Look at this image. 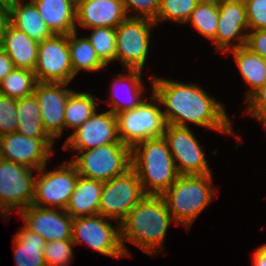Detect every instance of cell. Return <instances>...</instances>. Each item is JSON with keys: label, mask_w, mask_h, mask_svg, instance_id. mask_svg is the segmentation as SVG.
I'll return each mask as SVG.
<instances>
[{"label": "cell", "mask_w": 266, "mask_h": 266, "mask_svg": "<svg viewBox=\"0 0 266 266\" xmlns=\"http://www.w3.org/2000/svg\"><path fill=\"white\" fill-rule=\"evenodd\" d=\"M152 92L162 106L167 125L189 127V122L206 129L234 135L232 121L225 106L210 96L202 86L169 79L150 77Z\"/></svg>", "instance_id": "6da1fadb"}, {"label": "cell", "mask_w": 266, "mask_h": 266, "mask_svg": "<svg viewBox=\"0 0 266 266\" xmlns=\"http://www.w3.org/2000/svg\"><path fill=\"white\" fill-rule=\"evenodd\" d=\"M174 222L161 195H145L120 222L121 244L126 257L130 251L125 241L135 244L146 255L164 250L169 225Z\"/></svg>", "instance_id": "7a4b0ae2"}, {"label": "cell", "mask_w": 266, "mask_h": 266, "mask_svg": "<svg viewBox=\"0 0 266 266\" xmlns=\"http://www.w3.org/2000/svg\"><path fill=\"white\" fill-rule=\"evenodd\" d=\"M131 160L146 195H162L180 176L164 137L135 145Z\"/></svg>", "instance_id": "3957f363"}, {"label": "cell", "mask_w": 266, "mask_h": 266, "mask_svg": "<svg viewBox=\"0 0 266 266\" xmlns=\"http://www.w3.org/2000/svg\"><path fill=\"white\" fill-rule=\"evenodd\" d=\"M212 174L180 175L161 196L175 226L190 228L195 219L215 198Z\"/></svg>", "instance_id": "277c9868"}, {"label": "cell", "mask_w": 266, "mask_h": 266, "mask_svg": "<svg viewBox=\"0 0 266 266\" xmlns=\"http://www.w3.org/2000/svg\"><path fill=\"white\" fill-rule=\"evenodd\" d=\"M151 93L150 101L146 97L134 109L115 114L120 141L131 149L142 141L161 138L165 133L167 123L161 103Z\"/></svg>", "instance_id": "5b68a950"}, {"label": "cell", "mask_w": 266, "mask_h": 266, "mask_svg": "<svg viewBox=\"0 0 266 266\" xmlns=\"http://www.w3.org/2000/svg\"><path fill=\"white\" fill-rule=\"evenodd\" d=\"M76 152L71 162L79 176L106 182L132 168L131 148L123 143L106 144Z\"/></svg>", "instance_id": "8992f818"}, {"label": "cell", "mask_w": 266, "mask_h": 266, "mask_svg": "<svg viewBox=\"0 0 266 266\" xmlns=\"http://www.w3.org/2000/svg\"><path fill=\"white\" fill-rule=\"evenodd\" d=\"M25 165L0 158V216L10 217L11 211L18 213L32 205L36 176Z\"/></svg>", "instance_id": "52a82bcc"}, {"label": "cell", "mask_w": 266, "mask_h": 266, "mask_svg": "<svg viewBox=\"0 0 266 266\" xmlns=\"http://www.w3.org/2000/svg\"><path fill=\"white\" fill-rule=\"evenodd\" d=\"M153 26L156 23L150 19L128 17L115 28V61L122 62L124 69L143 71Z\"/></svg>", "instance_id": "ba28073f"}, {"label": "cell", "mask_w": 266, "mask_h": 266, "mask_svg": "<svg viewBox=\"0 0 266 266\" xmlns=\"http://www.w3.org/2000/svg\"><path fill=\"white\" fill-rule=\"evenodd\" d=\"M72 241L75 246L85 243L105 256H126L121 244L120 223L113 227L109 218L100 214L73 218Z\"/></svg>", "instance_id": "9c48e42d"}, {"label": "cell", "mask_w": 266, "mask_h": 266, "mask_svg": "<svg viewBox=\"0 0 266 266\" xmlns=\"http://www.w3.org/2000/svg\"><path fill=\"white\" fill-rule=\"evenodd\" d=\"M145 195L137 172L131 168L104 182L98 214L120 223Z\"/></svg>", "instance_id": "30bf717a"}, {"label": "cell", "mask_w": 266, "mask_h": 266, "mask_svg": "<svg viewBox=\"0 0 266 266\" xmlns=\"http://www.w3.org/2000/svg\"><path fill=\"white\" fill-rule=\"evenodd\" d=\"M46 170L44 165L36 171L38 175L32 205L65 210L79 177L77 169L68 161L51 171Z\"/></svg>", "instance_id": "8fae6325"}, {"label": "cell", "mask_w": 266, "mask_h": 266, "mask_svg": "<svg viewBox=\"0 0 266 266\" xmlns=\"http://www.w3.org/2000/svg\"><path fill=\"white\" fill-rule=\"evenodd\" d=\"M34 74L41 83H70L74 79L68 35H53L39 43Z\"/></svg>", "instance_id": "7c38bea8"}, {"label": "cell", "mask_w": 266, "mask_h": 266, "mask_svg": "<svg viewBox=\"0 0 266 266\" xmlns=\"http://www.w3.org/2000/svg\"><path fill=\"white\" fill-rule=\"evenodd\" d=\"M163 137L180 175L212 174L204 151L190 127L167 125Z\"/></svg>", "instance_id": "4fadbf2b"}, {"label": "cell", "mask_w": 266, "mask_h": 266, "mask_svg": "<svg viewBox=\"0 0 266 266\" xmlns=\"http://www.w3.org/2000/svg\"><path fill=\"white\" fill-rule=\"evenodd\" d=\"M55 140L32 138L12 132L0 136V158L39 170L54 155Z\"/></svg>", "instance_id": "5bb4252c"}, {"label": "cell", "mask_w": 266, "mask_h": 266, "mask_svg": "<svg viewBox=\"0 0 266 266\" xmlns=\"http://www.w3.org/2000/svg\"><path fill=\"white\" fill-rule=\"evenodd\" d=\"M218 7L217 33L211 42L215 44L216 52L225 55L229 50L246 45L249 32L246 6L244 0H220ZM234 40L237 42L233 43Z\"/></svg>", "instance_id": "9a60e30c"}, {"label": "cell", "mask_w": 266, "mask_h": 266, "mask_svg": "<svg viewBox=\"0 0 266 266\" xmlns=\"http://www.w3.org/2000/svg\"><path fill=\"white\" fill-rule=\"evenodd\" d=\"M121 143L116 115L97 111L62 144L65 151H85L106 144Z\"/></svg>", "instance_id": "2e32d148"}, {"label": "cell", "mask_w": 266, "mask_h": 266, "mask_svg": "<svg viewBox=\"0 0 266 266\" xmlns=\"http://www.w3.org/2000/svg\"><path fill=\"white\" fill-rule=\"evenodd\" d=\"M69 83H41L34 88L41 121L47 134L54 140L64 133V111L67 99L73 89L65 88Z\"/></svg>", "instance_id": "e0dca14e"}, {"label": "cell", "mask_w": 266, "mask_h": 266, "mask_svg": "<svg viewBox=\"0 0 266 266\" xmlns=\"http://www.w3.org/2000/svg\"><path fill=\"white\" fill-rule=\"evenodd\" d=\"M19 214L23 219V225L47 242L72 240L73 218L63 209L30 205Z\"/></svg>", "instance_id": "ac0fdd59"}, {"label": "cell", "mask_w": 266, "mask_h": 266, "mask_svg": "<svg viewBox=\"0 0 266 266\" xmlns=\"http://www.w3.org/2000/svg\"><path fill=\"white\" fill-rule=\"evenodd\" d=\"M127 18L122 0H77L76 29L77 26L86 29H115Z\"/></svg>", "instance_id": "d6986e66"}, {"label": "cell", "mask_w": 266, "mask_h": 266, "mask_svg": "<svg viewBox=\"0 0 266 266\" xmlns=\"http://www.w3.org/2000/svg\"><path fill=\"white\" fill-rule=\"evenodd\" d=\"M50 31L68 35L76 29L77 0H30Z\"/></svg>", "instance_id": "ffe728a7"}, {"label": "cell", "mask_w": 266, "mask_h": 266, "mask_svg": "<svg viewBox=\"0 0 266 266\" xmlns=\"http://www.w3.org/2000/svg\"><path fill=\"white\" fill-rule=\"evenodd\" d=\"M126 72V74H117V77H114L113 82H111L110 97L107 104L112 106L109 110L114 114L134 109L145 100L142 96L145 90V85L141 77L143 72L141 70L128 69ZM120 86H123L125 89L121 92L126 93V96H124V93L123 95L121 94L122 96L119 94Z\"/></svg>", "instance_id": "44dd1931"}, {"label": "cell", "mask_w": 266, "mask_h": 266, "mask_svg": "<svg viewBox=\"0 0 266 266\" xmlns=\"http://www.w3.org/2000/svg\"><path fill=\"white\" fill-rule=\"evenodd\" d=\"M39 42L26 33L8 24L1 42V48L14 63L15 68L34 71L38 56Z\"/></svg>", "instance_id": "7402d4cb"}, {"label": "cell", "mask_w": 266, "mask_h": 266, "mask_svg": "<svg viewBox=\"0 0 266 266\" xmlns=\"http://www.w3.org/2000/svg\"><path fill=\"white\" fill-rule=\"evenodd\" d=\"M9 8L10 23L33 40L40 43L54 35L30 0H14Z\"/></svg>", "instance_id": "603a6c76"}, {"label": "cell", "mask_w": 266, "mask_h": 266, "mask_svg": "<svg viewBox=\"0 0 266 266\" xmlns=\"http://www.w3.org/2000/svg\"><path fill=\"white\" fill-rule=\"evenodd\" d=\"M103 186L104 182L102 181L79 176L65 211L72 218L98 214Z\"/></svg>", "instance_id": "cb8c5ba5"}, {"label": "cell", "mask_w": 266, "mask_h": 266, "mask_svg": "<svg viewBox=\"0 0 266 266\" xmlns=\"http://www.w3.org/2000/svg\"><path fill=\"white\" fill-rule=\"evenodd\" d=\"M240 72V76L249 86L245 101L266 81V60L252 52L246 46L229 50Z\"/></svg>", "instance_id": "d4e9b609"}, {"label": "cell", "mask_w": 266, "mask_h": 266, "mask_svg": "<svg viewBox=\"0 0 266 266\" xmlns=\"http://www.w3.org/2000/svg\"><path fill=\"white\" fill-rule=\"evenodd\" d=\"M47 241L37 233L22 226L13 238L16 266H46L43 249Z\"/></svg>", "instance_id": "484cf974"}, {"label": "cell", "mask_w": 266, "mask_h": 266, "mask_svg": "<svg viewBox=\"0 0 266 266\" xmlns=\"http://www.w3.org/2000/svg\"><path fill=\"white\" fill-rule=\"evenodd\" d=\"M77 32L68 34L69 53L74 76L80 70L92 73L100 72L107 65L99 58L87 36L78 38Z\"/></svg>", "instance_id": "4316f807"}, {"label": "cell", "mask_w": 266, "mask_h": 266, "mask_svg": "<svg viewBox=\"0 0 266 266\" xmlns=\"http://www.w3.org/2000/svg\"><path fill=\"white\" fill-rule=\"evenodd\" d=\"M18 123L15 132L32 138H51L45 131L42 121L39 102L36 96L17 99Z\"/></svg>", "instance_id": "83f0119b"}, {"label": "cell", "mask_w": 266, "mask_h": 266, "mask_svg": "<svg viewBox=\"0 0 266 266\" xmlns=\"http://www.w3.org/2000/svg\"><path fill=\"white\" fill-rule=\"evenodd\" d=\"M88 92L72 91L67 99L64 111V130H76L85 123L96 111L99 102Z\"/></svg>", "instance_id": "f1b7e54d"}, {"label": "cell", "mask_w": 266, "mask_h": 266, "mask_svg": "<svg viewBox=\"0 0 266 266\" xmlns=\"http://www.w3.org/2000/svg\"><path fill=\"white\" fill-rule=\"evenodd\" d=\"M218 20V1L201 0L193 10L186 24L190 23L198 33L211 41L216 36Z\"/></svg>", "instance_id": "f546056e"}, {"label": "cell", "mask_w": 266, "mask_h": 266, "mask_svg": "<svg viewBox=\"0 0 266 266\" xmlns=\"http://www.w3.org/2000/svg\"><path fill=\"white\" fill-rule=\"evenodd\" d=\"M37 81L33 71L24 68H14L0 82V94L14 99L33 95Z\"/></svg>", "instance_id": "4dcf8cb0"}, {"label": "cell", "mask_w": 266, "mask_h": 266, "mask_svg": "<svg viewBox=\"0 0 266 266\" xmlns=\"http://www.w3.org/2000/svg\"><path fill=\"white\" fill-rule=\"evenodd\" d=\"M201 0H160L158 15L154 21H172L185 24Z\"/></svg>", "instance_id": "1f68e13d"}, {"label": "cell", "mask_w": 266, "mask_h": 266, "mask_svg": "<svg viewBox=\"0 0 266 266\" xmlns=\"http://www.w3.org/2000/svg\"><path fill=\"white\" fill-rule=\"evenodd\" d=\"M99 58L108 66L115 61L116 55V32L114 28H92L87 37Z\"/></svg>", "instance_id": "d6a6232c"}, {"label": "cell", "mask_w": 266, "mask_h": 266, "mask_svg": "<svg viewBox=\"0 0 266 266\" xmlns=\"http://www.w3.org/2000/svg\"><path fill=\"white\" fill-rule=\"evenodd\" d=\"M72 240H57L46 243L43 249L46 266H68L73 257Z\"/></svg>", "instance_id": "836d02e7"}, {"label": "cell", "mask_w": 266, "mask_h": 266, "mask_svg": "<svg viewBox=\"0 0 266 266\" xmlns=\"http://www.w3.org/2000/svg\"><path fill=\"white\" fill-rule=\"evenodd\" d=\"M17 99L0 94V136L15 132L18 117Z\"/></svg>", "instance_id": "e575fe53"}, {"label": "cell", "mask_w": 266, "mask_h": 266, "mask_svg": "<svg viewBox=\"0 0 266 266\" xmlns=\"http://www.w3.org/2000/svg\"><path fill=\"white\" fill-rule=\"evenodd\" d=\"M128 17L147 18L152 21L156 20L160 7V0H122ZM135 12V15H129Z\"/></svg>", "instance_id": "d590c367"}, {"label": "cell", "mask_w": 266, "mask_h": 266, "mask_svg": "<svg viewBox=\"0 0 266 266\" xmlns=\"http://www.w3.org/2000/svg\"><path fill=\"white\" fill-rule=\"evenodd\" d=\"M249 31L266 30V0H244Z\"/></svg>", "instance_id": "8d00e7d4"}, {"label": "cell", "mask_w": 266, "mask_h": 266, "mask_svg": "<svg viewBox=\"0 0 266 266\" xmlns=\"http://www.w3.org/2000/svg\"><path fill=\"white\" fill-rule=\"evenodd\" d=\"M245 112L256 118L266 129V81L245 101Z\"/></svg>", "instance_id": "74e56055"}, {"label": "cell", "mask_w": 266, "mask_h": 266, "mask_svg": "<svg viewBox=\"0 0 266 266\" xmlns=\"http://www.w3.org/2000/svg\"><path fill=\"white\" fill-rule=\"evenodd\" d=\"M245 46L266 60V30L249 31Z\"/></svg>", "instance_id": "f35d334b"}, {"label": "cell", "mask_w": 266, "mask_h": 266, "mask_svg": "<svg viewBox=\"0 0 266 266\" xmlns=\"http://www.w3.org/2000/svg\"><path fill=\"white\" fill-rule=\"evenodd\" d=\"M14 68V63L10 57L2 48H0V82L6 78Z\"/></svg>", "instance_id": "ab89813d"}, {"label": "cell", "mask_w": 266, "mask_h": 266, "mask_svg": "<svg viewBox=\"0 0 266 266\" xmlns=\"http://www.w3.org/2000/svg\"><path fill=\"white\" fill-rule=\"evenodd\" d=\"M10 23V8L9 5L0 2V44L5 34L6 28Z\"/></svg>", "instance_id": "60d3db41"}, {"label": "cell", "mask_w": 266, "mask_h": 266, "mask_svg": "<svg viewBox=\"0 0 266 266\" xmlns=\"http://www.w3.org/2000/svg\"><path fill=\"white\" fill-rule=\"evenodd\" d=\"M252 258V266H266V244L259 246Z\"/></svg>", "instance_id": "b9f144b4"}, {"label": "cell", "mask_w": 266, "mask_h": 266, "mask_svg": "<svg viewBox=\"0 0 266 266\" xmlns=\"http://www.w3.org/2000/svg\"><path fill=\"white\" fill-rule=\"evenodd\" d=\"M14 0H0L1 3H5L7 5L11 4Z\"/></svg>", "instance_id": "7bdbcfd3"}]
</instances>
